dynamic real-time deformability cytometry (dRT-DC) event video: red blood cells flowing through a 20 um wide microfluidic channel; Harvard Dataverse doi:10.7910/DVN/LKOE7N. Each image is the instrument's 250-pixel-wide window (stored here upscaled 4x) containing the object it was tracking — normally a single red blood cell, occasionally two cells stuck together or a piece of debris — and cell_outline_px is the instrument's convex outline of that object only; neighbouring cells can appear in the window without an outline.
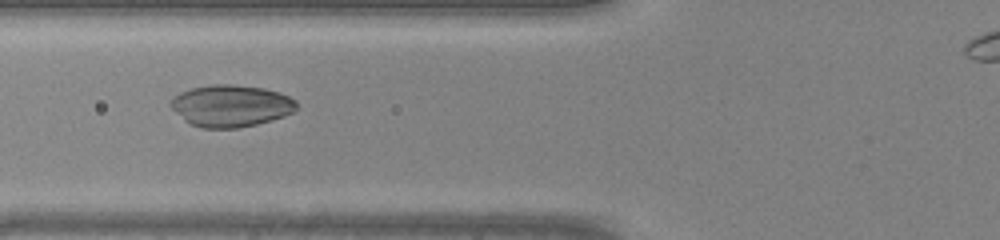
{"species": "common noctule bat (a hibernating species)", "species_latin": "Nyctalus noctula", "temperature_condition": "warm", "stored_images_in_passage": 33, "camera_frame_rate_fps": 3000, "um_per_image_px": 0.085, "animal": {"sex": "male", "body_mass_g": 20.0, "forearm_length_mm": 53.3}, "frame": {"image": 1, "passage_image": 9, "time_ms": 2.667, "image_size_px": [1000, 240], "cell_outline_px": [[296, 108], [292, 112], [284, 116], [272, 120], [240, 128], [204, 128], [192, 124], [184, 120], [168, 104], [180, 92], [192, 88], [212, 84], [232, 84], [264, 88], [280, 92], [296, 100]], "centroid_in_image_um": [19.64, 8.99], "position_along_channel_um": 106.2, "area_um2": 30.63}}
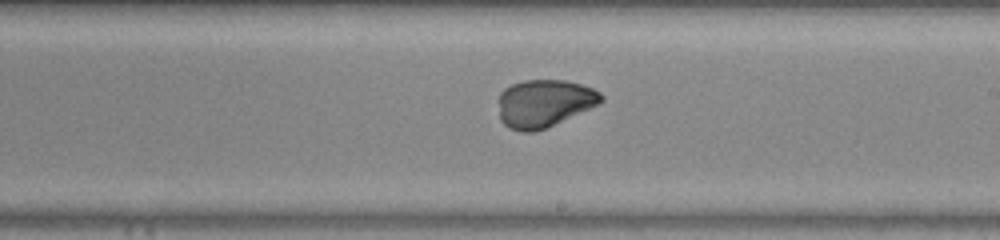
{"frame": {"image": 2, "passage_image": 18, "time_ms": 5.667, "image_size_px": [1000, 240], "cell_outline_px": [[604, 100], [588, 108], [544, 128], [532, 132], [520, 132], [508, 128], [500, 120], [500, 92], [504, 88], [512, 84], [524, 80], [564, 80], [580, 84], [592, 88], [600, 92], [604, 96]], "centroid_in_image_um": [46.22, 8.77], "position_along_channel_um": 242.8, "area_um2": 28.03}}
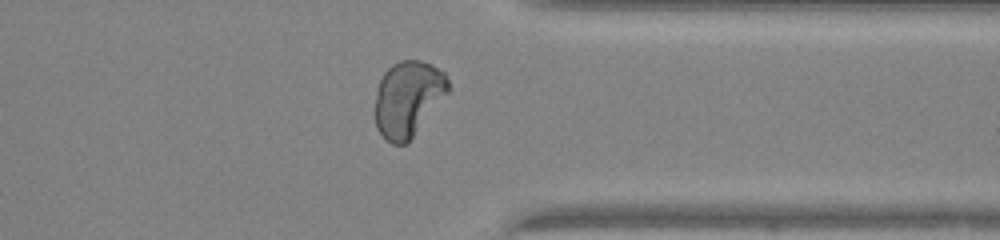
{"frame": {"image": 3, "passage_image": 27, "time_ms": 8.667, "image_size_px": [1000, 240], "cell_outline_px": [[452, 88], [408, 144], [392, 144], [376, 128], [372, 112], [376, 92], [380, 80], [384, 72], [392, 64], [400, 60], [420, 60], [432, 64], [444, 72]], "centroid_in_image_um": [34.67, 8.39], "position_along_channel_um": 376.7, "area_um2": 33.0}}